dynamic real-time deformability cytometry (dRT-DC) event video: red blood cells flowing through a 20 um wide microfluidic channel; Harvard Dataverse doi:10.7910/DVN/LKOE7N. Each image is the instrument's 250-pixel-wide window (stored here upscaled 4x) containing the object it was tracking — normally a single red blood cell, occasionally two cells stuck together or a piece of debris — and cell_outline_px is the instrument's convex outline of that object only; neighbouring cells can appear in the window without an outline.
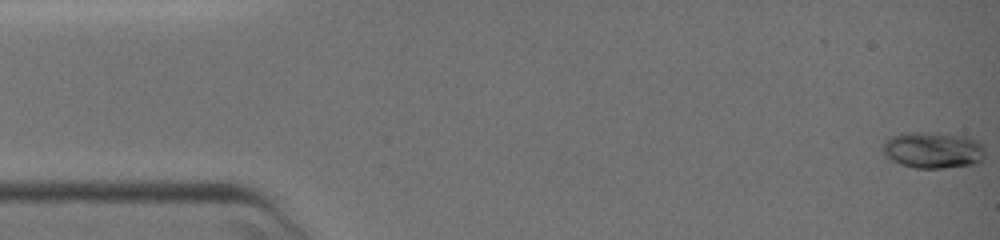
{"species": "common noctule bat (a hibernating species)", "species_latin": "Nyctalus noctula", "temperature_condition": "warm", "stored_images_in_passage": 67, "camera_frame_rate_fps": 3000, "um_per_image_px": 0.085, "animal": {"sex": "female", "body_mass_g": 19.0, "forearm_length_mm": 51.5}, "frame": {"image": 1, "passage_image": 1, "time_ms": 0.0, "image_size_px": [1000, 240], "cell_outline_px": [[984, 160], [976, 164], [944, 168], [916, 168], [900, 164], [884, 156], [880, 148], [884, 140], [892, 136], [904, 132], [936, 132], [964, 136], [976, 140], [984, 148]], "centroid_in_image_um": [79.26, 12.75], "position_along_channel_um": 5.7, "area_um2": 22.14}}
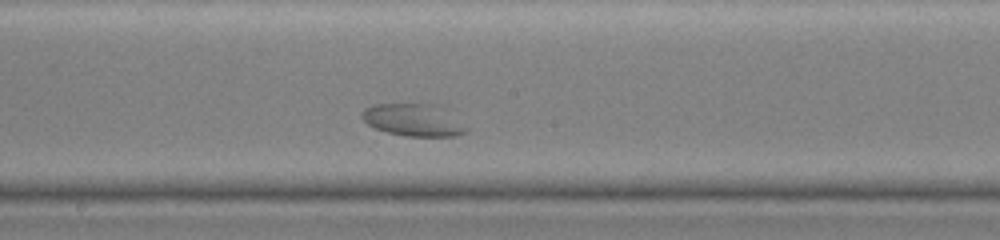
{"frame": {"image": 2, "passage_image": 41, "time_ms": 13.333, "image_size_px": [1000, 240], "cell_outline_px": [[468, 128], [464, 132], [456, 136], [404, 136], [388, 132], [376, 128], [368, 124], [360, 116], [364, 108], [372, 104], [440, 104]], "centroid_in_image_um": [35.14, 10.18], "position_along_channel_um": 213.1, "area_um2": 19.65}}
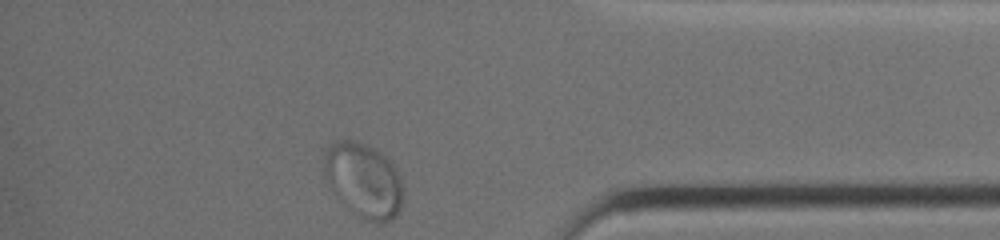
{"frame": {"image": 3, "passage_image": 67, "time_ms": 22.0, "image_size_px": [1000, 240], "cell_outline_px": [[400, 208], [392, 220], [384, 224], [376, 224], [368, 220], [356, 212], [332, 188], [324, 176], [324, 148], [336, 140], [356, 140], [376, 148], [396, 168], [400, 180]], "centroid_in_image_um": [30.89, 15.26], "position_along_channel_um": 404.3, "area_um2": 33.52}}